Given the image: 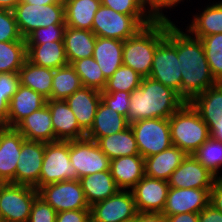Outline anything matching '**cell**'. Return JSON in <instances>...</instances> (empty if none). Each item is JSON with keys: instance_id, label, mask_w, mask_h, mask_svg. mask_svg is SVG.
Masks as SVG:
<instances>
[{"instance_id": "26", "label": "cell", "mask_w": 222, "mask_h": 222, "mask_svg": "<svg viewBox=\"0 0 222 222\" xmlns=\"http://www.w3.org/2000/svg\"><path fill=\"white\" fill-rule=\"evenodd\" d=\"M130 124L125 116L100 102L95 114L94 122L86 137L98 141L101 137L121 132Z\"/></svg>"}, {"instance_id": "40", "label": "cell", "mask_w": 222, "mask_h": 222, "mask_svg": "<svg viewBox=\"0 0 222 222\" xmlns=\"http://www.w3.org/2000/svg\"><path fill=\"white\" fill-rule=\"evenodd\" d=\"M193 156L217 178L222 167V142L210 137Z\"/></svg>"}, {"instance_id": "2", "label": "cell", "mask_w": 222, "mask_h": 222, "mask_svg": "<svg viewBox=\"0 0 222 222\" xmlns=\"http://www.w3.org/2000/svg\"><path fill=\"white\" fill-rule=\"evenodd\" d=\"M185 101L173 89L145 77L130 94L128 123L148 118L168 119Z\"/></svg>"}, {"instance_id": "24", "label": "cell", "mask_w": 222, "mask_h": 222, "mask_svg": "<svg viewBox=\"0 0 222 222\" xmlns=\"http://www.w3.org/2000/svg\"><path fill=\"white\" fill-rule=\"evenodd\" d=\"M187 154L175 145L164 151L144 158L145 176L168 181Z\"/></svg>"}, {"instance_id": "14", "label": "cell", "mask_w": 222, "mask_h": 222, "mask_svg": "<svg viewBox=\"0 0 222 222\" xmlns=\"http://www.w3.org/2000/svg\"><path fill=\"white\" fill-rule=\"evenodd\" d=\"M45 142L25 140L15 171V184L39 189V177L43 163Z\"/></svg>"}, {"instance_id": "42", "label": "cell", "mask_w": 222, "mask_h": 222, "mask_svg": "<svg viewBox=\"0 0 222 222\" xmlns=\"http://www.w3.org/2000/svg\"><path fill=\"white\" fill-rule=\"evenodd\" d=\"M19 85V73L0 74V126L7 127L9 102Z\"/></svg>"}, {"instance_id": "55", "label": "cell", "mask_w": 222, "mask_h": 222, "mask_svg": "<svg viewBox=\"0 0 222 222\" xmlns=\"http://www.w3.org/2000/svg\"><path fill=\"white\" fill-rule=\"evenodd\" d=\"M21 2L37 5H49L54 3H64V0H22Z\"/></svg>"}, {"instance_id": "36", "label": "cell", "mask_w": 222, "mask_h": 222, "mask_svg": "<svg viewBox=\"0 0 222 222\" xmlns=\"http://www.w3.org/2000/svg\"><path fill=\"white\" fill-rule=\"evenodd\" d=\"M26 60V41L0 42V74L19 73Z\"/></svg>"}, {"instance_id": "35", "label": "cell", "mask_w": 222, "mask_h": 222, "mask_svg": "<svg viewBox=\"0 0 222 222\" xmlns=\"http://www.w3.org/2000/svg\"><path fill=\"white\" fill-rule=\"evenodd\" d=\"M82 87L81 79L71 64L56 68L53 70L50 99L65 100Z\"/></svg>"}, {"instance_id": "50", "label": "cell", "mask_w": 222, "mask_h": 222, "mask_svg": "<svg viewBox=\"0 0 222 222\" xmlns=\"http://www.w3.org/2000/svg\"><path fill=\"white\" fill-rule=\"evenodd\" d=\"M198 222H222V212L208 204L199 213Z\"/></svg>"}, {"instance_id": "5", "label": "cell", "mask_w": 222, "mask_h": 222, "mask_svg": "<svg viewBox=\"0 0 222 222\" xmlns=\"http://www.w3.org/2000/svg\"><path fill=\"white\" fill-rule=\"evenodd\" d=\"M180 69L177 56V26L166 18V37L156 48L149 77L180 95L182 81Z\"/></svg>"}, {"instance_id": "48", "label": "cell", "mask_w": 222, "mask_h": 222, "mask_svg": "<svg viewBox=\"0 0 222 222\" xmlns=\"http://www.w3.org/2000/svg\"><path fill=\"white\" fill-rule=\"evenodd\" d=\"M56 222H91L90 209L58 212L56 215Z\"/></svg>"}, {"instance_id": "27", "label": "cell", "mask_w": 222, "mask_h": 222, "mask_svg": "<svg viewBox=\"0 0 222 222\" xmlns=\"http://www.w3.org/2000/svg\"><path fill=\"white\" fill-rule=\"evenodd\" d=\"M26 45L27 60L36 66L54 70L69 64L63 41Z\"/></svg>"}, {"instance_id": "13", "label": "cell", "mask_w": 222, "mask_h": 222, "mask_svg": "<svg viewBox=\"0 0 222 222\" xmlns=\"http://www.w3.org/2000/svg\"><path fill=\"white\" fill-rule=\"evenodd\" d=\"M91 222H130L138 214L131 190L119 189L111 197L90 206Z\"/></svg>"}, {"instance_id": "12", "label": "cell", "mask_w": 222, "mask_h": 222, "mask_svg": "<svg viewBox=\"0 0 222 222\" xmlns=\"http://www.w3.org/2000/svg\"><path fill=\"white\" fill-rule=\"evenodd\" d=\"M69 156L78 179L110 170V159L101 151L96 141L87 137L69 141Z\"/></svg>"}, {"instance_id": "29", "label": "cell", "mask_w": 222, "mask_h": 222, "mask_svg": "<svg viewBox=\"0 0 222 222\" xmlns=\"http://www.w3.org/2000/svg\"><path fill=\"white\" fill-rule=\"evenodd\" d=\"M79 181L89 207L111 197L119 190L110 170L86 175Z\"/></svg>"}, {"instance_id": "46", "label": "cell", "mask_w": 222, "mask_h": 222, "mask_svg": "<svg viewBox=\"0 0 222 222\" xmlns=\"http://www.w3.org/2000/svg\"><path fill=\"white\" fill-rule=\"evenodd\" d=\"M57 212L37 196L31 206L28 222H56Z\"/></svg>"}, {"instance_id": "28", "label": "cell", "mask_w": 222, "mask_h": 222, "mask_svg": "<svg viewBox=\"0 0 222 222\" xmlns=\"http://www.w3.org/2000/svg\"><path fill=\"white\" fill-rule=\"evenodd\" d=\"M96 37L92 31L66 26L63 43L68 63L92 57Z\"/></svg>"}, {"instance_id": "9", "label": "cell", "mask_w": 222, "mask_h": 222, "mask_svg": "<svg viewBox=\"0 0 222 222\" xmlns=\"http://www.w3.org/2000/svg\"><path fill=\"white\" fill-rule=\"evenodd\" d=\"M140 156L147 158L172 145L169 118H148L130 124Z\"/></svg>"}, {"instance_id": "38", "label": "cell", "mask_w": 222, "mask_h": 222, "mask_svg": "<svg viewBox=\"0 0 222 222\" xmlns=\"http://www.w3.org/2000/svg\"><path fill=\"white\" fill-rule=\"evenodd\" d=\"M101 4L118 13L133 16L143 27L156 19L141 0H101Z\"/></svg>"}, {"instance_id": "1", "label": "cell", "mask_w": 222, "mask_h": 222, "mask_svg": "<svg viewBox=\"0 0 222 222\" xmlns=\"http://www.w3.org/2000/svg\"><path fill=\"white\" fill-rule=\"evenodd\" d=\"M190 34V35H189ZM177 56L181 66L180 97L191 102L197 95L217 84L211 74L200 38L177 27Z\"/></svg>"}, {"instance_id": "31", "label": "cell", "mask_w": 222, "mask_h": 222, "mask_svg": "<svg viewBox=\"0 0 222 222\" xmlns=\"http://www.w3.org/2000/svg\"><path fill=\"white\" fill-rule=\"evenodd\" d=\"M190 103L199 112L208 129L216 122L222 121V83L209 87Z\"/></svg>"}, {"instance_id": "39", "label": "cell", "mask_w": 222, "mask_h": 222, "mask_svg": "<svg viewBox=\"0 0 222 222\" xmlns=\"http://www.w3.org/2000/svg\"><path fill=\"white\" fill-rule=\"evenodd\" d=\"M212 76L222 83V33L200 38Z\"/></svg>"}, {"instance_id": "4", "label": "cell", "mask_w": 222, "mask_h": 222, "mask_svg": "<svg viewBox=\"0 0 222 222\" xmlns=\"http://www.w3.org/2000/svg\"><path fill=\"white\" fill-rule=\"evenodd\" d=\"M172 145L193 155L210 138L207 124L190 102H185L169 117Z\"/></svg>"}, {"instance_id": "21", "label": "cell", "mask_w": 222, "mask_h": 222, "mask_svg": "<svg viewBox=\"0 0 222 222\" xmlns=\"http://www.w3.org/2000/svg\"><path fill=\"white\" fill-rule=\"evenodd\" d=\"M47 99L31 88L19 85L9 102L7 127H15L22 119L46 105Z\"/></svg>"}, {"instance_id": "49", "label": "cell", "mask_w": 222, "mask_h": 222, "mask_svg": "<svg viewBox=\"0 0 222 222\" xmlns=\"http://www.w3.org/2000/svg\"><path fill=\"white\" fill-rule=\"evenodd\" d=\"M209 204L222 212V175L216 178L213 187L210 190Z\"/></svg>"}, {"instance_id": "47", "label": "cell", "mask_w": 222, "mask_h": 222, "mask_svg": "<svg viewBox=\"0 0 222 222\" xmlns=\"http://www.w3.org/2000/svg\"><path fill=\"white\" fill-rule=\"evenodd\" d=\"M147 10L156 18V19H168L164 15L163 8H172L177 6L182 0H141ZM184 1V0H183ZM149 6V7H148ZM149 8V9H148Z\"/></svg>"}, {"instance_id": "3", "label": "cell", "mask_w": 222, "mask_h": 222, "mask_svg": "<svg viewBox=\"0 0 222 222\" xmlns=\"http://www.w3.org/2000/svg\"><path fill=\"white\" fill-rule=\"evenodd\" d=\"M166 37V19H155L124 41L123 65L149 77L158 44Z\"/></svg>"}, {"instance_id": "11", "label": "cell", "mask_w": 222, "mask_h": 222, "mask_svg": "<svg viewBox=\"0 0 222 222\" xmlns=\"http://www.w3.org/2000/svg\"><path fill=\"white\" fill-rule=\"evenodd\" d=\"M38 196L57 213L90 209L79 180H67L41 186L38 189Z\"/></svg>"}, {"instance_id": "51", "label": "cell", "mask_w": 222, "mask_h": 222, "mask_svg": "<svg viewBox=\"0 0 222 222\" xmlns=\"http://www.w3.org/2000/svg\"><path fill=\"white\" fill-rule=\"evenodd\" d=\"M130 222H167L162 213H138Z\"/></svg>"}, {"instance_id": "22", "label": "cell", "mask_w": 222, "mask_h": 222, "mask_svg": "<svg viewBox=\"0 0 222 222\" xmlns=\"http://www.w3.org/2000/svg\"><path fill=\"white\" fill-rule=\"evenodd\" d=\"M15 128L26 140L54 142L52 118L47 104L22 119Z\"/></svg>"}, {"instance_id": "32", "label": "cell", "mask_w": 222, "mask_h": 222, "mask_svg": "<svg viewBox=\"0 0 222 222\" xmlns=\"http://www.w3.org/2000/svg\"><path fill=\"white\" fill-rule=\"evenodd\" d=\"M97 144L110 160L123 156L140 155L135 135L130 126L121 132L101 137Z\"/></svg>"}, {"instance_id": "52", "label": "cell", "mask_w": 222, "mask_h": 222, "mask_svg": "<svg viewBox=\"0 0 222 222\" xmlns=\"http://www.w3.org/2000/svg\"><path fill=\"white\" fill-rule=\"evenodd\" d=\"M199 213H180L171 216H165L167 222H198Z\"/></svg>"}, {"instance_id": "44", "label": "cell", "mask_w": 222, "mask_h": 222, "mask_svg": "<svg viewBox=\"0 0 222 222\" xmlns=\"http://www.w3.org/2000/svg\"><path fill=\"white\" fill-rule=\"evenodd\" d=\"M26 41L19 32L14 12L0 8V42Z\"/></svg>"}, {"instance_id": "20", "label": "cell", "mask_w": 222, "mask_h": 222, "mask_svg": "<svg viewBox=\"0 0 222 222\" xmlns=\"http://www.w3.org/2000/svg\"><path fill=\"white\" fill-rule=\"evenodd\" d=\"M65 101L77 118L79 126L87 133L93 125L101 102V91L91 87H82Z\"/></svg>"}, {"instance_id": "54", "label": "cell", "mask_w": 222, "mask_h": 222, "mask_svg": "<svg viewBox=\"0 0 222 222\" xmlns=\"http://www.w3.org/2000/svg\"><path fill=\"white\" fill-rule=\"evenodd\" d=\"M22 0H0V8L13 11Z\"/></svg>"}, {"instance_id": "37", "label": "cell", "mask_w": 222, "mask_h": 222, "mask_svg": "<svg viewBox=\"0 0 222 222\" xmlns=\"http://www.w3.org/2000/svg\"><path fill=\"white\" fill-rule=\"evenodd\" d=\"M71 65L79 75L83 87H91L103 91L107 79L93 57L76 60Z\"/></svg>"}, {"instance_id": "30", "label": "cell", "mask_w": 222, "mask_h": 222, "mask_svg": "<svg viewBox=\"0 0 222 222\" xmlns=\"http://www.w3.org/2000/svg\"><path fill=\"white\" fill-rule=\"evenodd\" d=\"M66 26L92 31L94 15L101 0H64Z\"/></svg>"}, {"instance_id": "10", "label": "cell", "mask_w": 222, "mask_h": 222, "mask_svg": "<svg viewBox=\"0 0 222 222\" xmlns=\"http://www.w3.org/2000/svg\"><path fill=\"white\" fill-rule=\"evenodd\" d=\"M141 28L143 26L133 16L118 13L101 4L94 15L92 32L97 37L125 41Z\"/></svg>"}, {"instance_id": "16", "label": "cell", "mask_w": 222, "mask_h": 222, "mask_svg": "<svg viewBox=\"0 0 222 222\" xmlns=\"http://www.w3.org/2000/svg\"><path fill=\"white\" fill-rule=\"evenodd\" d=\"M210 190L211 188L169 187L162 214L171 216L180 213H200L209 204Z\"/></svg>"}, {"instance_id": "6", "label": "cell", "mask_w": 222, "mask_h": 222, "mask_svg": "<svg viewBox=\"0 0 222 222\" xmlns=\"http://www.w3.org/2000/svg\"><path fill=\"white\" fill-rule=\"evenodd\" d=\"M67 180H79L77 171L70 161L69 141L45 143L39 188L47 184Z\"/></svg>"}, {"instance_id": "34", "label": "cell", "mask_w": 222, "mask_h": 222, "mask_svg": "<svg viewBox=\"0 0 222 222\" xmlns=\"http://www.w3.org/2000/svg\"><path fill=\"white\" fill-rule=\"evenodd\" d=\"M20 84L31 88L50 100L52 91L53 69L40 67L26 60L19 70Z\"/></svg>"}, {"instance_id": "43", "label": "cell", "mask_w": 222, "mask_h": 222, "mask_svg": "<svg viewBox=\"0 0 222 222\" xmlns=\"http://www.w3.org/2000/svg\"><path fill=\"white\" fill-rule=\"evenodd\" d=\"M66 24H51L31 32L26 38V44H44L46 42L63 41Z\"/></svg>"}, {"instance_id": "8", "label": "cell", "mask_w": 222, "mask_h": 222, "mask_svg": "<svg viewBox=\"0 0 222 222\" xmlns=\"http://www.w3.org/2000/svg\"><path fill=\"white\" fill-rule=\"evenodd\" d=\"M37 196L36 188L11 182L0 183V218L5 222H28Z\"/></svg>"}, {"instance_id": "17", "label": "cell", "mask_w": 222, "mask_h": 222, "mask_svg": "<svg viewBox=\"0 0 222 222\" xmlns=\"http://www.w3.org/2000/svg\"><path fill=\"white\" fill-rule=\"evenodd\" d=\"M216 178L193 155H187L171 174L168 184L169 187L183 189L212 188Z\"/></svg>"}, {"instance_id": "25", "label": "cell", "mask_w": 222, "mask_h": 222, "mask_svg": "<svg viewBox=\"0 0 222 222\" xmlns=\"http://www.w3.org/2000/svg\"><path fill=\"white\" fill-rule=\"evenodd\" d=\"M124 41L118 39L96 37L93 58L98 63L104 77L110 78L123 65Z\"/></svg>"}, {"instance_id": "15", "label": "cell", "mask_w": 222, "mask_h": 222, "mask_svg": "<svg viewBox=\"0 0 222 222\" xmlns=\"http://www.w3.org/2000/svg\"><path fill=\"white\" fill-rule=\"evenodd\" d=\"M169 190L168 181L144 176L131 189L138 213H162Z\"/></svg>"}, {"instance_id": "19", "label": "cell", "mask_w": 222, "mask_h": 222, "mask_svg": "<svg viewBox=\"0 0 222 222\" xmlns=\"http://www.w3.org/2000/svg\"><path fill=\"white\" fill-rule=\"evenodd\" d=\"M49 107L55 141H73L86 137V132L79 126L77 118L65 100L50 99Z\"/></svg>"}, {"instance_id": "41", "label": "cell", "mask_w": 222, "mask_h": 222, "mask_svg": "<svg viewBox=\"0 0 222 222\" xmlns=\"http://www.w3.org/2000/svg\"><path fill=\"white\" fill-rule=\"evenodd\" d=\"M143 77L127 66H120L113 75L107 79L106 86L101 92H132L140 86Z\"/></svg>"}, {"instance_id": "45", "label": "cell", "mask_w": 222, "mask_h": 222, "mask_svg": "<svg viewBox=\"0 0 222 222\" xmlns=\"http://www.w3.org/2000/svg\"><path fill=\"white\" fill-rule=\"evenodd\" d=\"M130 94V92L126 91L101 92V101L111 109L127 118L129 112Z\"/></svg>"}, {"instance_id": "18", "label": "cell", "mask_w": 222, "mask_h": 222, "mask_svg": "<svg viewBox=\"0 0 222 222\" xmlns=\"http://www.w3.org/2000/svg\"><path fill=\"white\" fill-rule=\"evenodd\" d=\"M26 139L15 127L0 126V183H14L22 144Z\"/></svg>"}, {"instance_id": "23", "label": "cell", "mask_w": 222, "mask_h": 222, "mask_svg": "<svg viewBox=\"0 0 222 222\" xmlns=\"http://www.w3.org/2000/svg\"><path fill=\"white\" fill-rule=\"evenodd\" d=\"M110 172L119 189H132L145 176L144 158L132 155L112 159Z\"/></svg>"}, {"instance_id": "7", "label": "cell", "mask_w": 222, "mask_h": 222, "mask_svg": "<svg viewBox=\"0 0 222 222\" xmlns=\"http://www.w3.org/2000/svg\"><path fill=\"white\" fill-rule=\"evenodd\" d=\"M20 34L25 39L34 30L65 24V4L37 5L20 2L13 10Z\"/></svg>"}, {"instance_id": "53", "label": "cell", "mask_w": 222, "mask_h": 222, "mask_svg": "<svg viewBox=\"0 0 222 222\" xmlns=\"http://www.w3.org/2000/svg\"><path fill=\"white\" fill-rule=\"evenodd\" d=\"M210 137L222 142V121H218L209 128Z\"/></svg>"}, {"instance_id": "33", "label": "cell", "mask_w": 222, "mask_h": 222, "mask_svg": "<svg viewBox=\"0 0 222 222\" xmlns=\"http://www.w3.org/2000/svg\"><path fill=\"white\" fill-rule=\"evenodd\" d=\"M191 35L202 38L222 33V1L208 5L194 18L187 29Z\"/></svg>"}]
</instances>
